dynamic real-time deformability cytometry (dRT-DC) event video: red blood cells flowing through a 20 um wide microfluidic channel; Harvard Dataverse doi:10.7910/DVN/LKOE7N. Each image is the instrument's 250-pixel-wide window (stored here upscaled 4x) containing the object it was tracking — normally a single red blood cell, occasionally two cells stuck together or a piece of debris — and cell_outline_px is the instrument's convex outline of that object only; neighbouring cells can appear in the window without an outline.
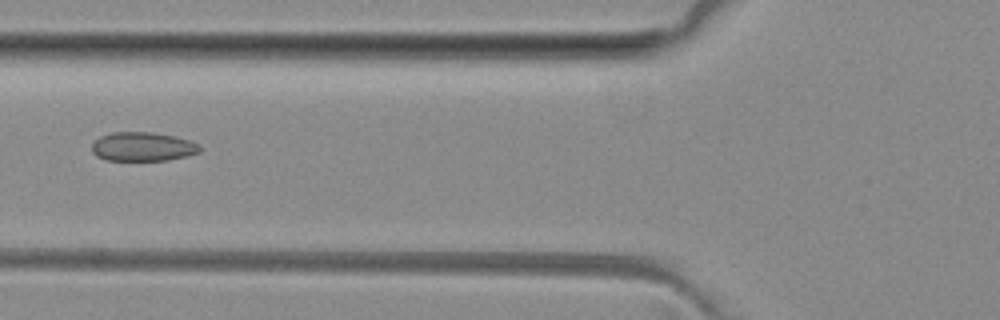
{"species": "common noctule bat (a hibernating species)", "species_latin": "Nyctalus noctula", "temperature_condition": "room temperature", "stored_images_in_passage": 5, "camera_frame_rate_fps": 3000, "um_per_image_px": 0.085, "animal": {"sex": "female", "body_mass_g": 29.2, "forearm_length_mm": 56.3}, "frame": {"image": 1, "passage_image": 3, "time_ms": 2.333, "image_size_px": [1000, 320], "cell_outline_px": [[200, 152], [188, 156], [168, 160], [108, 160], [96, 156], [92, 152], [92, 144], [100, 136], [112, 132], [152, 132], [172, 136], [188, 140], [200, 144]], "centroid_in_image_um": [12.13, 12.47], "position_along_channel_um": 113.7, "area_um2": 18.21}}
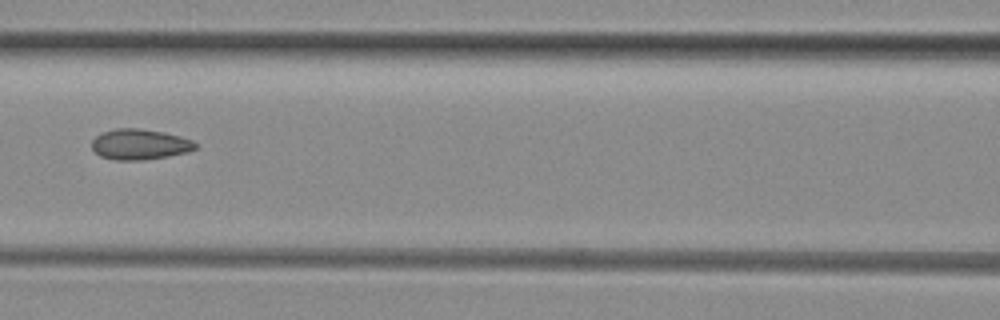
{"frame": {"image": 2, "passage_image": 4, "time_ms": 3.333, "image_size_px": [1000, 320], "cell_outline_px": [[196, 148], [188, 152], [168, 156], [140, 160], [116, 160], [100, 156], [92, 148], [92, 140], [96, 136], [104, 132], [116, 128], [140, 128], [164, 132], [180, 136], [192, 140], [196, 144]], "centroid_in_image_um": [11.88, 12.26], "position_along_channel_um": 154.7, "area_um2": 18.38}}
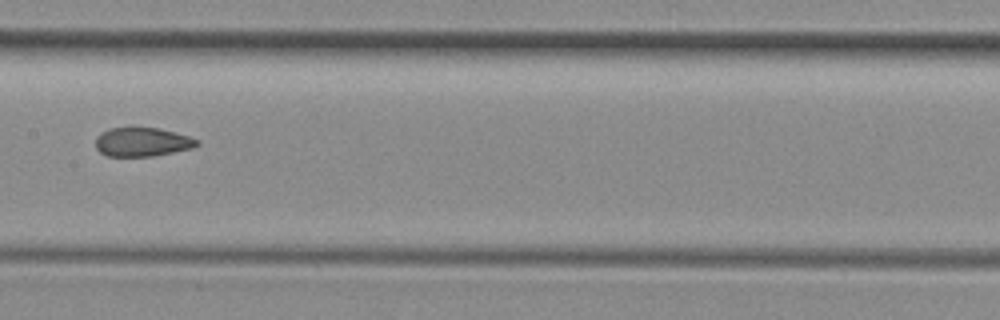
{"frame": {"image": 3, "passage_image": 5, "time_ms": 4.333, "image_size_px": [1000, 320], "cell_outline_px": [[200, 144], [192, 148], [152, 156], [108, 156], [100, 152], [96, 148], [96, 136], [100, 132], [108, 128], [132, 124], [156, 128], [188, 136], [200, 140]], "centroid_in_image_um": [12.03, 12.02], "position_along_channel_um": 195.4, "area_um2": 17.63}}